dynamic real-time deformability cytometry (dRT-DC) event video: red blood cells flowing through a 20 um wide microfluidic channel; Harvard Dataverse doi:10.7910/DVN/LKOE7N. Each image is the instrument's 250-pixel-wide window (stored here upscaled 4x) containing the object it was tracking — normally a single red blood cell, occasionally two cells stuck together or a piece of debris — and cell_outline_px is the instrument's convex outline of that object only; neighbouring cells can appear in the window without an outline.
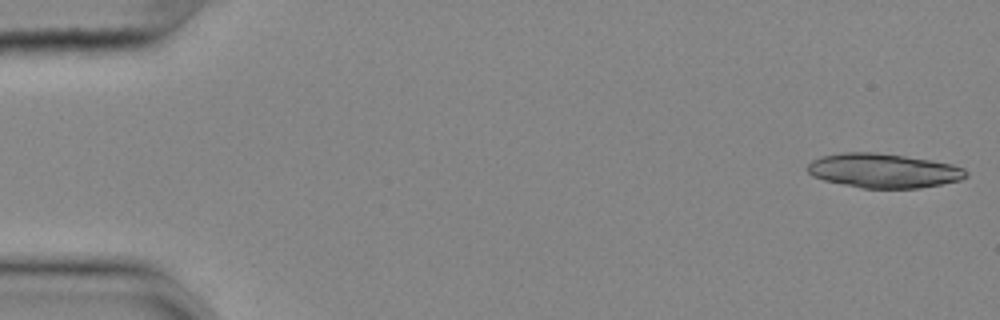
{"species": "common noctule bat (a hibernating species)", "species_latin": "Nyctalus noctula", "temperature_condition": "cold", "stored_images_in_passage": 19, "camera_frame_rate_fps": 3000, "um_per_image_px": 0.085, "animal": {"sex": "female", "body_mass_g": 25.1}, "frame": {"image": 1, "passage_image": 1, "time_ms": 0.0, "image_size_px": [1000, 320], "cell_outline_px": [[968, 176], [960, 180], [920, 188], [860, 188], [824, 180], [812, 176], [804, 168], [812, 160], [820, 156], [840, 152], [876, 152], [904, 156], [952, 164], [964, 168], [968, 172]], "centroid_in_image_um": [75.05, 14.5], "position_along_channel_um": 9.9, "area_um2": 31.85}}
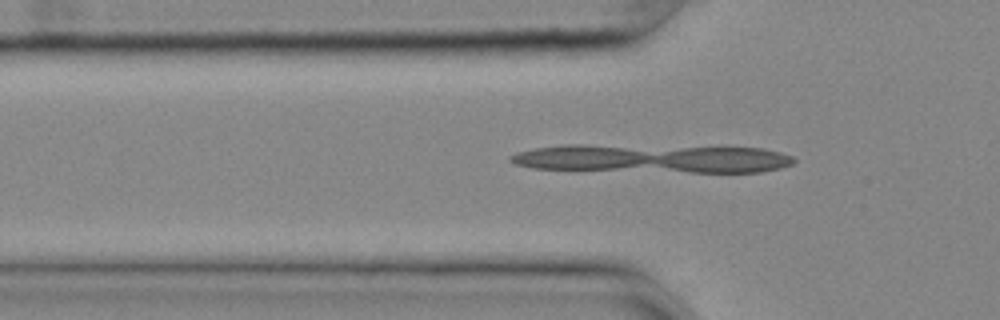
{"frame": {"image": 2, "passage_image": 17, "time_ms": 5.333, "image_size_px": [1000, 320], "cell_outline_px": [[796, 160], [792, 164], [780, 168], [760, 172], [692, 172], [532, 168], [516, 164], [508, 160], [508, 156], [516, 152], [536, 148], [564, 144], [584, 144], [764, 148], [780, 152], [792, 156]], "centroid_in_image_um": [55.46, 13.46], "position_along_channel_um": 70.3, "area_um2": 47.16}}